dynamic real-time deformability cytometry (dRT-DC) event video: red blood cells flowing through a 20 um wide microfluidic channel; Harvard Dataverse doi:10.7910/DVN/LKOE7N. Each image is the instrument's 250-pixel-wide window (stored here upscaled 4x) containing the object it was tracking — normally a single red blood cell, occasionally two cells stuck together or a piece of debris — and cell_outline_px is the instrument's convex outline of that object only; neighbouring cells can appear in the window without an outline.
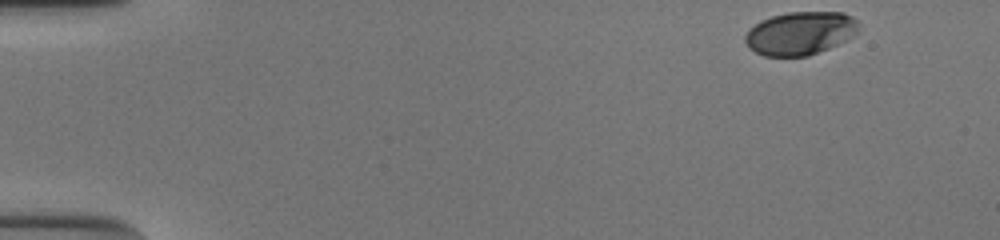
{"species": "human", "species_latin": "Homo sapiens", "temperature_condition": "cold", "stored_images_in_passage": 43, "camera_frame_rate_fps": 3000, "um_per_image_px": 0.085, "donor": {"sex": "male"}, "frame": {"image": 1, "passage_image": 1, "time_ms": 0.0, "image_size_px": [1000, 240], "cell_outline_px": [[856, 32], [852, 36], [828, 48], [808, 56], [764, 56], [748, 48], [744, 40], [744, 36], [748, 28], [760, 20], [772, 16], [788, 12], [844, 12], [852, 16], [856, 20]], "centroid_in_image_um": [67.94, 2.82], "position_along_channel_um": 17.1, "area_um2": 28.5}}
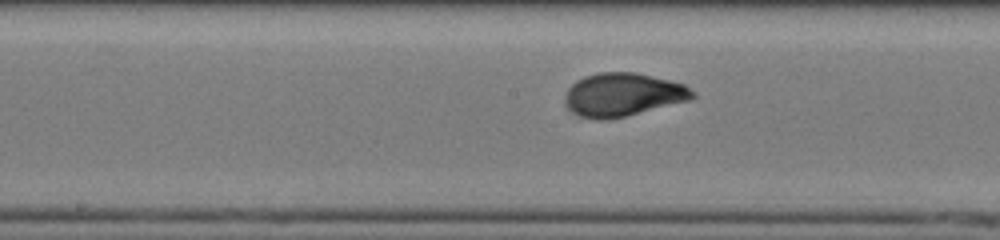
{"frame": {"image": 2, "passage_image": 25, "time_ms": 8.0, "image_size_px": [1000, 240], "cell_outline_px": [[696, 96], [692, 100], [608, 120], [596, 120], [580, 116], [568, 108], [564, 100], [564, 92], [576, 80], [584, 76], [600, 72], [636, 72], [684, 84], [696, 92]], "centroid_in_image_um": [52.95, 8.05], "position_along_channel_um": 195.3, "area_um2": 32.43}}
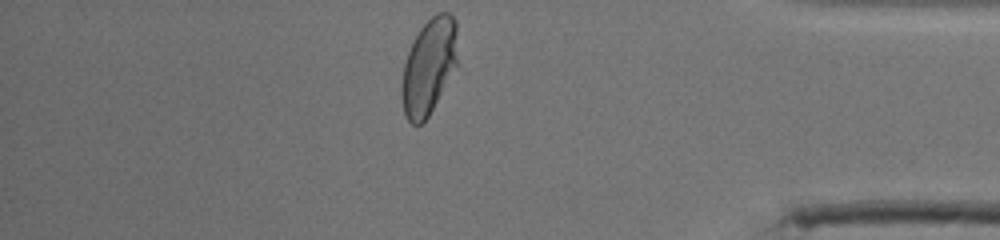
{"frame": {"image": 3, "passage_image": 43, "time_ms": 14.0, "image_size_px": [1000, 240], "cell_outline_px": [[460, 64], [428, 116], [420, 124], [412, 124], [404, 116], [400, 96], [400, 88], [404, 64], [408, 52], [420, 28], [436, 12], [448, 12], [456, 20]], "centroid_in_image_um": [36.49, 5.65], "position_along_channel_um": 398.7, "area_um2": 32.08}, "authors_computed_cell_mechanics": {"area_um2": 30.8074, "velocity_mm_per_s": 3.8406, "shape_relaxation_time_tau1_ms": 3.7065, "shape_relaxation_time_tau2_ms": null, "deformation_change_tau1": 0.1588, "deformation_change_tau2": null}}